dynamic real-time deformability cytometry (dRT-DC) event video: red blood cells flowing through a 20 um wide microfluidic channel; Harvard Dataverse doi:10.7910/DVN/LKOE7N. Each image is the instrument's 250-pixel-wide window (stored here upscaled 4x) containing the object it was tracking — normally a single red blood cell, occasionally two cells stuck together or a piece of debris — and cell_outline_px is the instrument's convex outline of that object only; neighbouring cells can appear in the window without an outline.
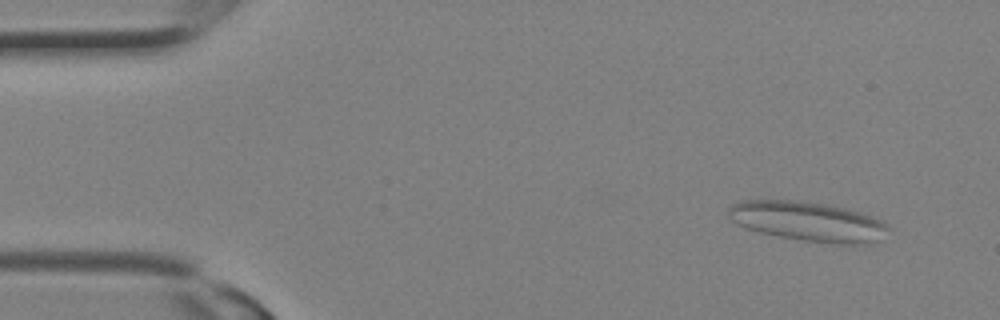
{"species": "Egyptian fruit bat (a non-hibernating species)", "species_latin": "Rousettus aegyptiacus", "temperature_condition": "room temperature", "stored_images_in_passage": 3, "camera_frame_rate_fps": 3000, "um_per_image_px": 0.085, "animal": {"sex": "female"}, "frame": {"image": 1, "passage_image": 1, "time_ms": 0.0, "image_size_px": [1000, 320], "cell_outline_px": [[888, 228], [872, 244], [832, 244], [804, 240], [780, 236], [760, 232], [744, 228], [728, 220], [728, 208], [732, 204], [740, 200], [800, 200], [848, 208], [860, 212], [880, 220], [888, 224]], "centroid_in_image_um": [68.61, 18.81], "position_along_channel_um": 16.4, "area_um2": 36.99}}